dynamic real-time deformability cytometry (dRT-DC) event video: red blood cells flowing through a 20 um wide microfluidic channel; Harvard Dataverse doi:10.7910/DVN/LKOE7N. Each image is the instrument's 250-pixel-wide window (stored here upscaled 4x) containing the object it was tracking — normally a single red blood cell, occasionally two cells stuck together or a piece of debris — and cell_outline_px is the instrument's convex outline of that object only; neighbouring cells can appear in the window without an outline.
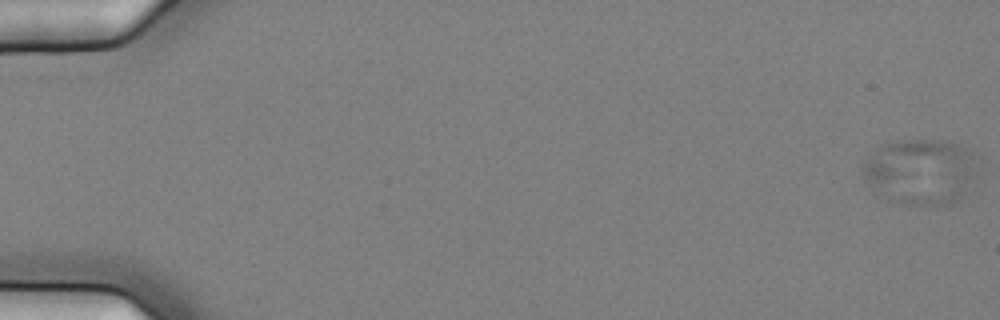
{"species": "common noctule bat (a hibernating species)", "species_latin": "Nyctalus noctula", "temperature_condition": "cold", "stored_images_in_passage": 58, "camera_frame_rate_fps": 3000, "um_per_image_px": 0.085, "animal": {"sex": "female", "body_mass_g": 25.1}, "frame": {"image": 1, "passage_image": 1, "time_ms": 0.0, "image_size_px": [1000, 320], "cell_outline_px": [[976, 172], [972, 180], [960, 196], [952, 204], [904, 204], [896, 200], [868, 184], [864, 180], [860, 172], [868, 156], [880, 144], [888, 140], [948, 140], [968, 148], [976, 156]], "centroid_in_image_um": [78.24, 14.51], "position_along_channel_um": 6.8, "area_um2": 43.58}}
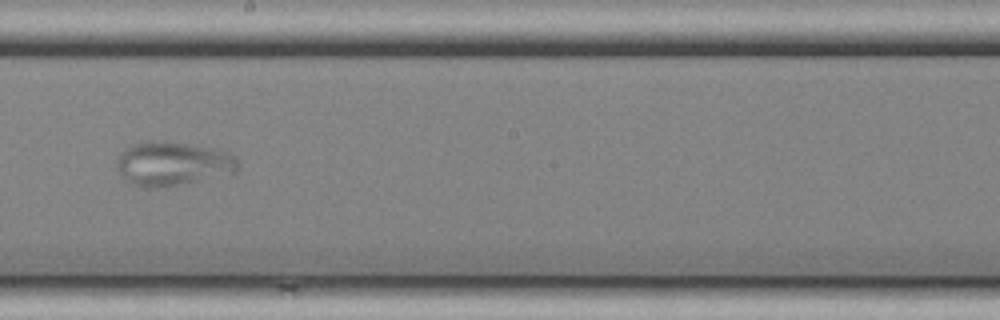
{"frame": {"image": 2, "passage_image": 34, "time_ms": 11.0, "image_size_px": [1000, 320], "cell_outline_px": [[240, 164], [236, 172], [168, 188], [144, 188], [132, 184], [116, 168], [116, 160], [120, 152], [124, 148], [136, 144], [188, 144], [212, 148], [228, 152], [236, 156]], "centroid_in_image_um": [14.72, 13.98], "position_along_channel_um": 233.5, "area_um2": 30.58}}
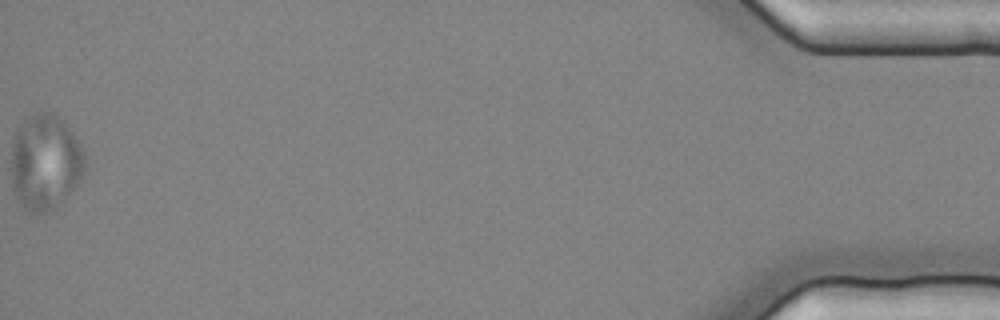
{"frame": {"image": 3, "passage_image": 58, "time_ms": 19.0, "image_size_px": [1000, 320], "cell_outline_px": [[88, 164], [84, 172], [76, 184], [64, 200], [48, 212], [36, 216], [28, 212], [24, 208], [16, 196], [12, 184], [12, 136], [16, 128], [24, 116], [36, 112], [52, 112], [64, 120], [84, 148]], "centroid_in_image_um": [3.85, 13.75], "position_along_channel_um": 431.4, "area_um2": 42.14}}